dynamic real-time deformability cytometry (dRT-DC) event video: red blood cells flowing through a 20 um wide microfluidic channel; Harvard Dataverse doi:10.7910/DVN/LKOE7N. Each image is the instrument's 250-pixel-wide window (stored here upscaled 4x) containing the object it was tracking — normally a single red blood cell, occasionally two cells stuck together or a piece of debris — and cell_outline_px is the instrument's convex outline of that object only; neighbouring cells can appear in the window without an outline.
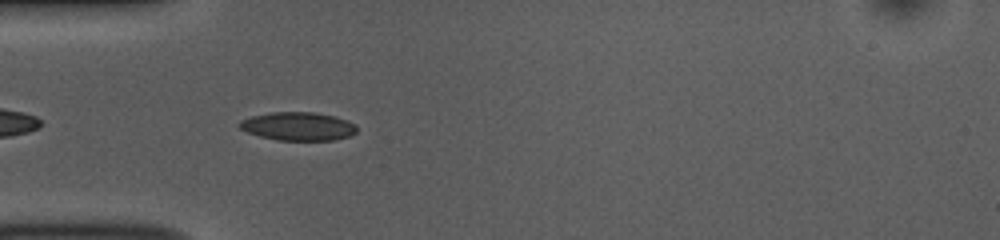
{"species": "common noctule bat (a hibernating species)", "species_latin": "Nyctalus noctula", "temperature_condition": "room temperature", "stored_images_in_passage": 40, "camera_frame_rate_fps": 3000, "um_per_image_px": 0.085, "animal": {"sex": "female", "body_mass_g": 10.0, "forearm_length_mm": 53.1}, "frame": {"image": 1, "passage_image": 3, "time_ms": 0.667, "image_size_px": [1000, 240], "cell_outline_px": [[356, 132], [348, 136], [336, 140], [276, 140], [260, 136], [248, 132], [240, 128], [236, 124], [240, 120], [252, 116], [272, 112], [312, 112], [336, 116], [348, 120], [356, 124]], "centroid_in_image_um": [25.34, 10.73], "position_along_channel_um": 59.7, "area_um2": 19.48}}
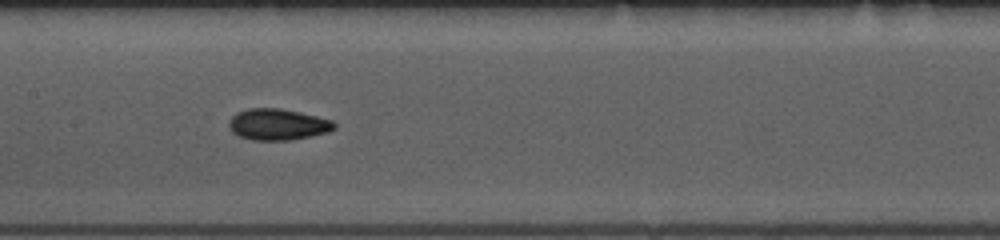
{"frame": {"image": 2, "passage_image": 13, "time_ms": 4.0, "image_size_px": [1000, 240], "cell_outline_px": [[336, 128], [328, 132], [288, 140], [252, 140], [240, 136], [232, 132], [228, 128], [228, 120], [236, 112], [248, 108], [280, 108], [300, 112], [332, 120], [336, 124]], "centroid_in_image_um": [23.57, 10.56], "position_along_channel_um": 183.8, "area_um2": 19.25}}
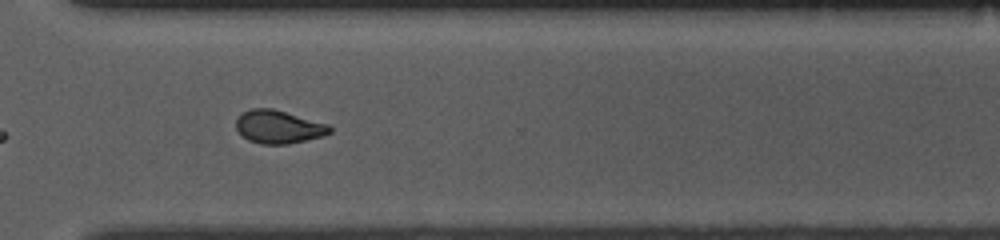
{"frame": {"image": 3, "passage_image": 26, "time_ms": 8.333, "image_size_px": [1000, 240], "cell_outline_px": [[332, 132], [324, 136], [288, 144], [260, 144], [248, 140], [236, 128], [236, 120], [240, 112], [252, 108], [272, 108], [328, 124], [332, 128]], "centroid_in_image_um": [23.67, 10.78], "position_along_channel_um": 346.9, "area_um2": 18.15}, "authors_computed_cell_mechanics": {"area_um2": 18.1492, "velocity_mm_per_s": 3.779, "shape_relaxation_time_tau1_ms": 5.7411, "shape_relaxation_time_tau2_ms": 1.9753, "deformation_change_tau1": 0.1338, "deformation_change_tau2": 0.0626}}